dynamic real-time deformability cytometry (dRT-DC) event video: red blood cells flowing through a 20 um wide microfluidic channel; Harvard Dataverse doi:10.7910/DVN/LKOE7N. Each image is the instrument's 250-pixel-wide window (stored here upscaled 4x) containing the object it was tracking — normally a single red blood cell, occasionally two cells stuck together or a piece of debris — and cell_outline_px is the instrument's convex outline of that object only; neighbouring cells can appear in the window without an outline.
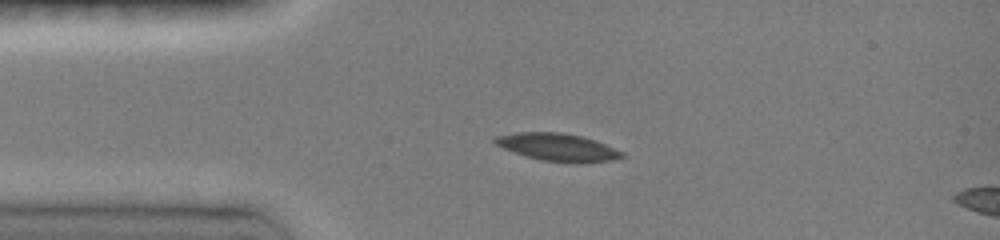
{"species": "common noctule bat (a hibernating species)", "species_latin": "Nyctalus noctula", "temperature_condition": "room temperature", "stored_images_in_passage": 23, "camera_frame_rate_fps": 3000, "um_per_image_px": 0.085, "animal": {"sex": "female", "body_mass_g": 19.0, "forearm_length_mm": 51.5}, "frame": {"image": 1, "passage_image": 6, "time_ms": 2.667, "image_size_px": [1000, 240], "cell_outline_px": [[624, 156], [616, 160], [576, 164], [572, 164], [540, 160], [524, 156], [504, 148], [496, 144], [492, 140], [496, 136], [520, 132], [560, 132], [580, 136], [596, 140], [624, 152]], "centroid_in_image_um": [47.45, 12.53], "position_along_channel_um": 37.5, "area_um2": 20.69}}
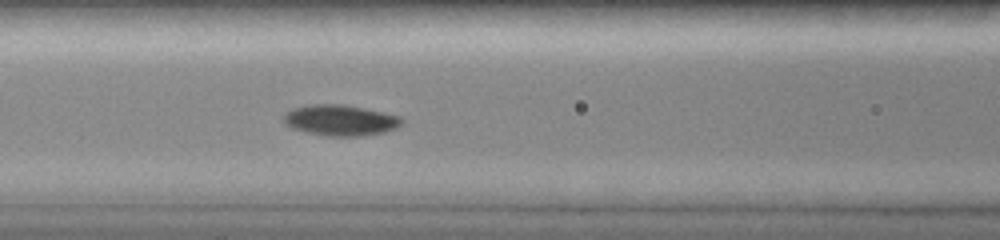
{"frame": {"image": 2, "passage_image": 12, "time_ms": 5.667, "image_size_px": [1000, 240], "cell_outline_px": [[404, 120], [396, 128], [384, 132], [360, 136], [328, 136], [308, 132], [292, 128], [284, 124], [284, 112], [292, 108], [308, 104], [344, 104], [384, 112], [400, 116]], "centroid_in_image_um": [28.91, 10.21], "position_along_channel_um": 137.7, "area_um2": 21.33}}
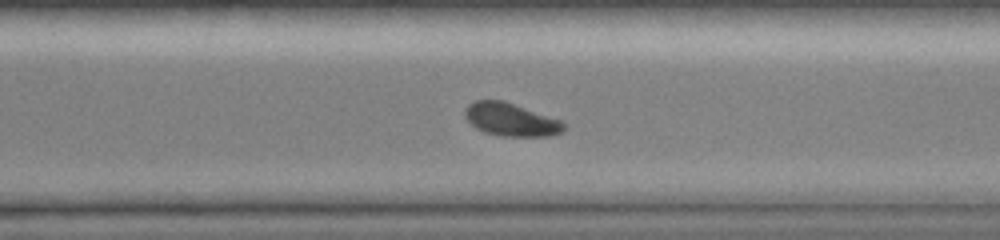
{"frame": {"image": 3, "passage_image": 22, "time_ms": 10.333, "image_size_px": [1000, 240], "cell_outline_px": [[564, 128], [560, 132], [548, 136], [500, 136], [484, 132], [476, 128], [464, 116], [464, 112], [468, 104], [476, 100], [504, 100], [560, 120], [564, 124]], "centroid_in_image_um": [43.38, 10.16], "position_along_channel_um": 327.2, "area_um2": 18.84}}